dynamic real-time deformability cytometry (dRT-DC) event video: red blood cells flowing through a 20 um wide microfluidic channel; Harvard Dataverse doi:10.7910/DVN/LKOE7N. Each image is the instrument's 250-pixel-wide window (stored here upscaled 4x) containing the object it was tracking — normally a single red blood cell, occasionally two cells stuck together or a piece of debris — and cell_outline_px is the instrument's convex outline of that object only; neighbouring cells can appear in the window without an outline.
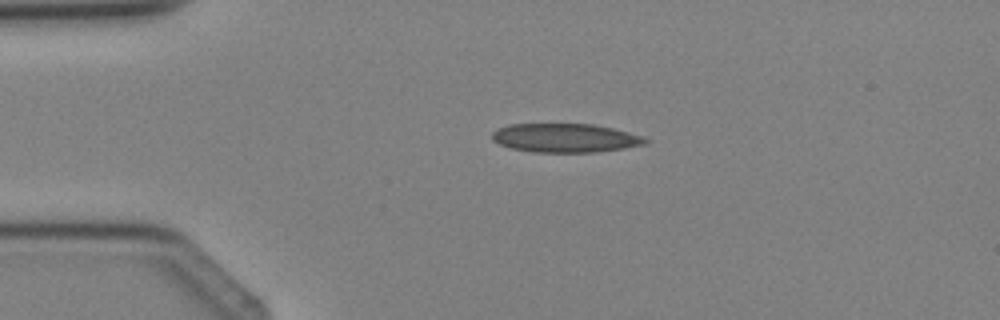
{"species": "Egyptian fruit bat (a non-hibernating species)", "species_latin": "Rousettus aegyptiacus", "temperature_condition": "cold", "stored_images_in_passage": 3, "camera_frame_rate_fps": 3000, "um_per_image_px": 0.085, "animal": {"sex": "female"}, "frame": {"image": 1, "passage_image": 2, "time_ms": 1.333, "image_size_px": [1000, 320], "cell_outline_px": [[648, 140], [644, 144], [624, 148], [596, 152], [532, 152], [512, 148], [500, 144], [492, 140], [492, 132], [496, 128], [508, 124], [592, 124], [612, 128], [644, 136]], "centroid_in_image_um": [48.01, 11.72], "position_along_channel_um": 37.0, "area_um2": 25.72}}